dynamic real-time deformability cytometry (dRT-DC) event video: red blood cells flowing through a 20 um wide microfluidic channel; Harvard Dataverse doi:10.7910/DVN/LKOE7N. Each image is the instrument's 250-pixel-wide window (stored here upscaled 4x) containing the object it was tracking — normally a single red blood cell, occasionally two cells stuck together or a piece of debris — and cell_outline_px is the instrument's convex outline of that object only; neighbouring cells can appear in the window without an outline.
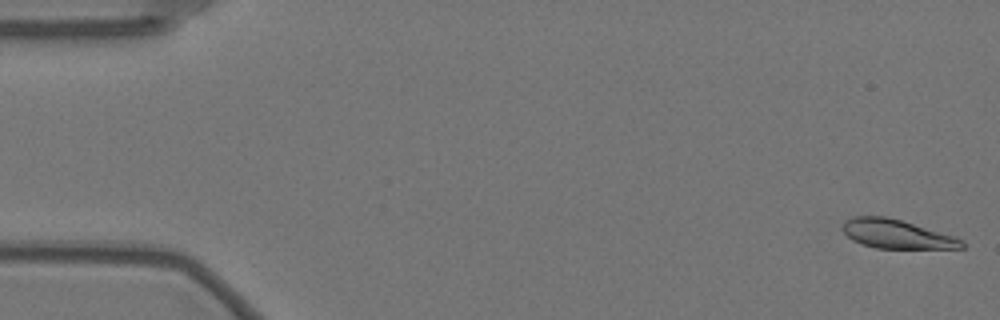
{"species": "Egyptian fruit bat (a non-hibernating species)", "species_latin": "Rousettus aegyptiacus", "temperature_condition": "warm", "stored_images_in_passage": 15, "camera_frame_rate_fps": 3000, "um_per_image_px": 0.085, "animal": {"sex": "female"}, "frame": {"image": 1, "passage_image": 1, "time_ms": 0.0, "image_size_px": [1000, 320], "cell_outline_px": [[964, 248], [876, 248], [860, 244], [852, 240], [840, 228], [848, 220], [856, 216], [884, 216], [900, 220], [956, 236], [964, 240]], "centroid_in_image_um": [76.24, 19.9], "position_along_channel_um": 8.8, "area_um2": 19.94}}